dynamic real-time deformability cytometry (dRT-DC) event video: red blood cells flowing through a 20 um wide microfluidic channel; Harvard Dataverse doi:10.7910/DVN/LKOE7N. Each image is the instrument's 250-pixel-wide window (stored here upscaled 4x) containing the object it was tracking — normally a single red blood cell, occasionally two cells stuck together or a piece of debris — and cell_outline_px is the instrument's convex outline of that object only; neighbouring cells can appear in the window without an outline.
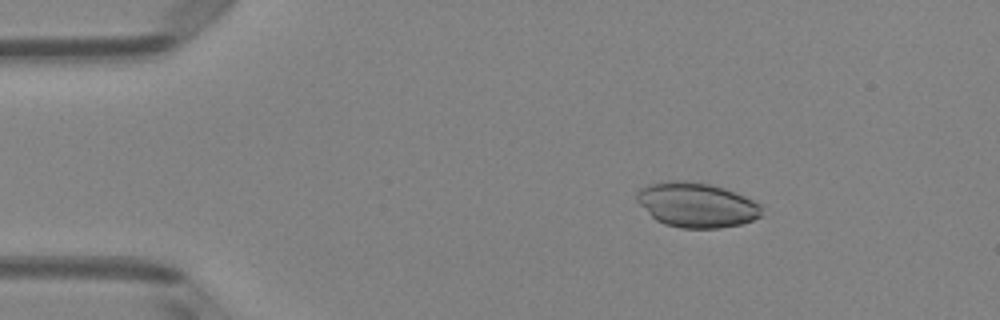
{"species": "Egyptian fruit bat (a non-hibernating species)", "species_latin": "Rousettus aegyptiacus", "temperature_condition": "room temperature", "stored_images_in_passage": 45, "camera_frame_rate_fps": 3000, "um_per_image_px": 0.085, "animal": {"sex": "female"}, "frame": {"image": 1, "passage_image": 3, "time_ms": 0.667, "image_size_px": [1000, 320], "cell_outline_px": [[760, 216], [752, 220], [740, 224], [720, 228], [680, 228], [664, 224], [656, 220], [636, 200], [636, 196], [640, 188], [652, 184], [668, 180], [684, 180], [712, 184], [724, 188], [744, 196], [760, 204]], "centroid_in_image_um": [59.19, 17.41], "position_along_channel_um": 25.8, "area_um2": 32.37}}
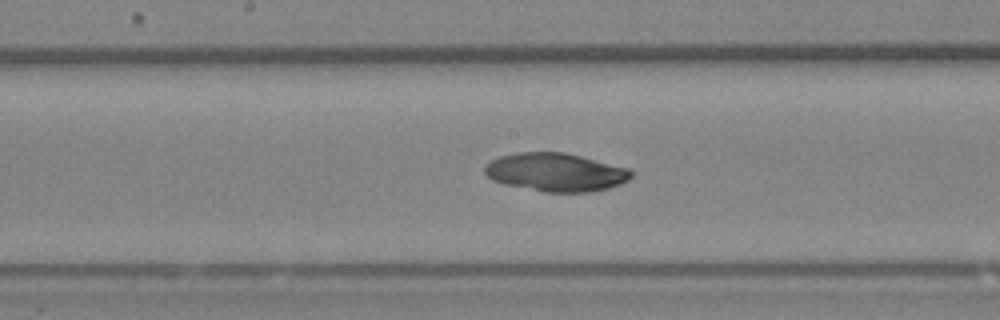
{"frame": {"image": 2, "passage_image": 21, "time_ms": 6.667, "image_size_px": [1000, 320], "cell_outline_px": [[632, 176], [628, 180], [620, 184], [608, 188], [592, 192], [544, 192], [504, 184], [492, 180], [484, 172], [484, 168], [492, 160], [500, 156], [516, 152], [564, 152], [628, 168], [632, 172]], "centroid_in_image_um": [47.23, 14.64], "position_along_channel_um": 201.0, "area_um2": 32.6}}
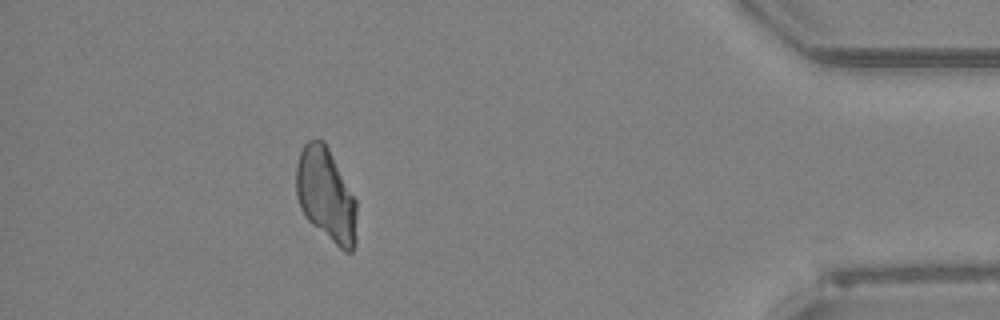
{"frame": {"image": 3, "passage_image": 40, "time_ms": 13.0, "image_size_px": [1000, 320], "cell_outline_px": [[356, 244], [352, 252], [344, 252], [312, 224], [308, 220], [300, 208], [296, 196], [296, 164], [300, 152], [304, 144], [308, 140], [324, 140], [356, 200]], "centroid_in_image_um": [27.71, 16.58], "position_along_channel_um": 407.5, "area_um2": 32.95}}